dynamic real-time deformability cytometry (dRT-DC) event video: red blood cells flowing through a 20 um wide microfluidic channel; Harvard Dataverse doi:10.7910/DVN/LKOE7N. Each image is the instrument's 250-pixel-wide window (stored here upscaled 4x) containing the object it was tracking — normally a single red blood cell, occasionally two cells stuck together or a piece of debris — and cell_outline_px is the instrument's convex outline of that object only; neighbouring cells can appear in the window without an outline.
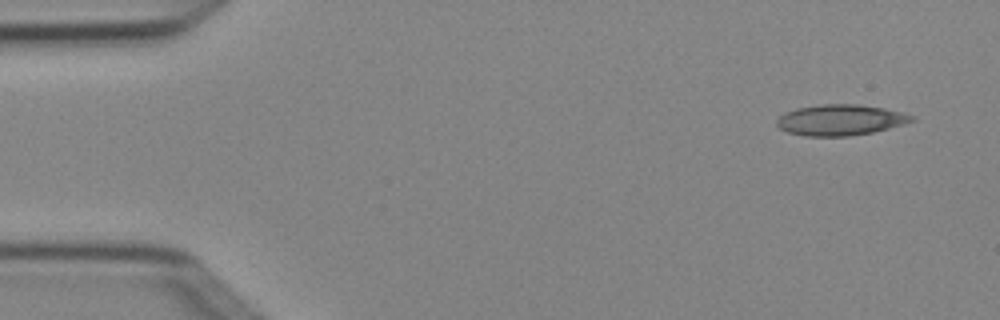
{"species": "Egyptian fruit bat (a non-hibernating species)", "species_latin": "Rousettus aegyptiacus", "temperature_condition": "cold", "stored_images_in_passage": 4, "camera_frame_rate_fps": 3000, "um_per_image_px": 0.085, "animal": {"sex": "female"}, "frame": {"image": 1, "passage_image": 1, "time_ms": 0.0, "image_size_px": [1000, 320], "cell_outline_px": [[916, 120], [904, 124], [872, 132], [848, 136], [804, 136], [788, 132], [780, 128], [776, 124], [776, 120], [784, 112], [796, 108], [820, 104], [856, 104], [884, 108], [904, 112], [916, 116]], "centroid_in_image_um": [71.45, 10.19], "position_along_channel_um": 13.6, "area_um2": 24.39}}
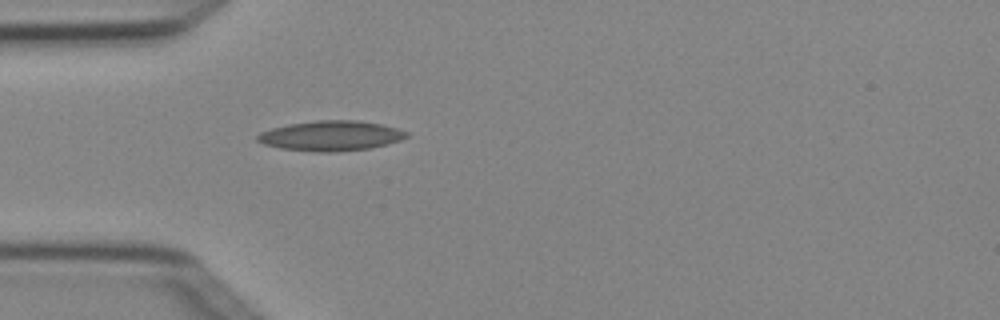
{"frame": {"image": 2, "passage_image": 4, "time_ms": 1.0, "image_size_px": [1000, 320], "cell_outline_px": [[408, 136], [400, 140], [388, 144], [372, 148], [332, 152], [316, 152], [280, 148], [264, 144], [256, 140], [256, 136], [260, 132], [272, 128], [288, 124], [316, 120], [360, 120], [380, 124], [396, 128], [408, 132]], "centroid_in_image_um": [28.12, 11.54], "position_along_channel_um": 56.9, "area_um2": 26.18}}